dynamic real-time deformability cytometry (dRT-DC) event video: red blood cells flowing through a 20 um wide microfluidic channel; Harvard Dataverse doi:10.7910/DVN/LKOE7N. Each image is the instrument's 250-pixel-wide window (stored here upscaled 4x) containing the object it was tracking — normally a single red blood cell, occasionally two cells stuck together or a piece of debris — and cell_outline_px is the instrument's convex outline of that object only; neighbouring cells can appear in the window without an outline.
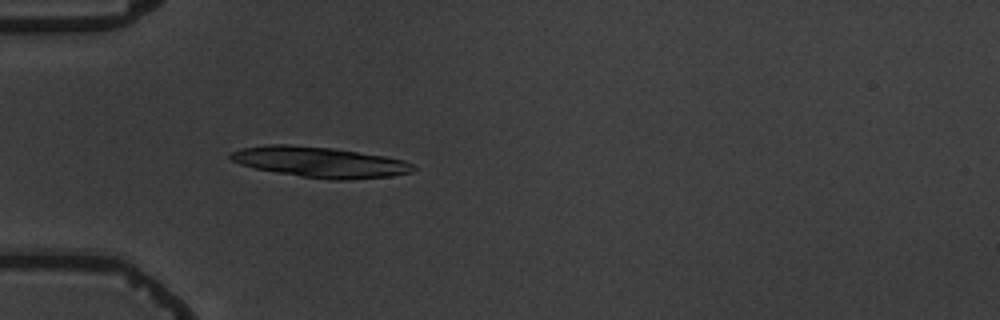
{"species": "common noctule bat (a hibernating species)", "species_latin": "Nyctalus noctula", "temperature_condition": "warm", "stored_images_in_passage": 5, "camera_frame_rate_fps": 3000, "um_per_image_px": 0.085, "animal": {"sex": "male", "body_mass_g": 19.5, "forearm_length_mm": 54.6}, "frame": {"image": 1, "passage_image": 5, "time_ms": 5.667, "image_size_px": [1000, 320], "cell_outline_px": [[416, 168], [412, 172], [392, 176], [348, 180], [332, 180], [300, 176], [276, 172], [256, 168], [240, 164], [232, 160], [228, 156], [232, 152], [240, 148], [268, 144], [288, 144], [332, 148], [384, 156], [404, 160], [412, 164]], "centroid_in_image_um": [27.2, 13.78], "position_along_channel_um": 57.8, "area_um2": 32.48}}